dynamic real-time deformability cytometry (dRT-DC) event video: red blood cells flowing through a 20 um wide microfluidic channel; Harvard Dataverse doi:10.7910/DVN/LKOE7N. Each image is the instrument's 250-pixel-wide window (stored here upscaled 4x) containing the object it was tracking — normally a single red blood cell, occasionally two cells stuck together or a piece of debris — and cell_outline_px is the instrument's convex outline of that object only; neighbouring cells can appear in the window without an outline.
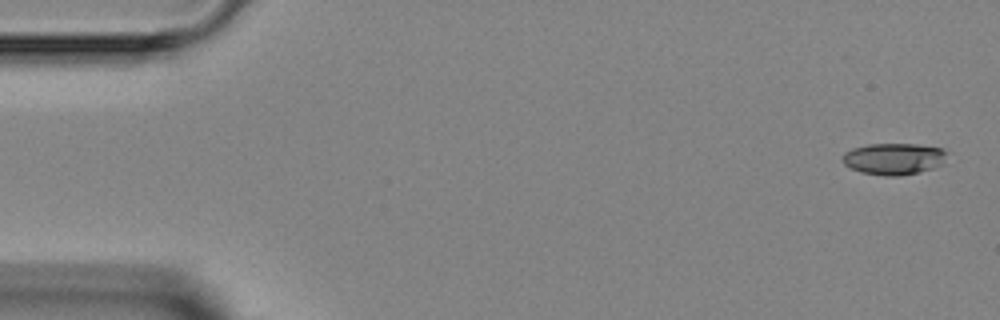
{"species": "Egyptian fruit bat (a non-hibernating species)", "species_latin": "Rousettus aegyptiacus", "temperature_condition": "room temperature", "stored_images_in_passage": 7, "camera_frame_rate_fps": 3000, "um_per_image_px": 0.085, "animal": {"sex": "female"}, "frame": {"image": 1, "passage_image": 1, "time_ms": 0.0, "image_size_px": [1000, 320], "cell_outline_px": [[952, 152], [940, 164], [932, 168], [920, 172], [900, 176], [884, 176], [860, 172], [844, 164], [844, 152], [852, 148], [868, 144], [920, 144], [944, 148]], "centroid_in_image_um": [76.04, 13.49], "position_along_channel_um": 9.0, "area_um2": 19.48}}
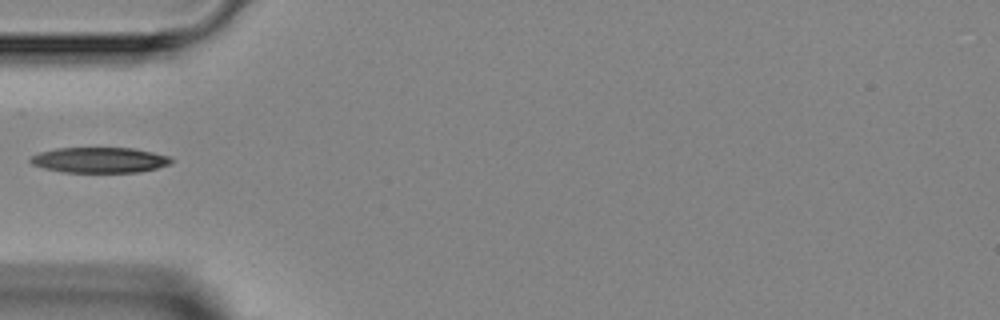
{"frame": {"image": 2, "passage_image": 5, "time_ms": 4.667, "image_size_px": [1000, 320], "cell_outline_px": [[176, 160], [172, 164], [140, 172], [64, 172], [44, 168], [32, 164], [28, 160], [32, 156], [40, 152], [56, 148], [132, 148], [152, 152], [168, 156]], "centroid_in_image_um": [8.49, 13.6], "position_along_channel_um": 76.5, "area_um2": 20.92}}
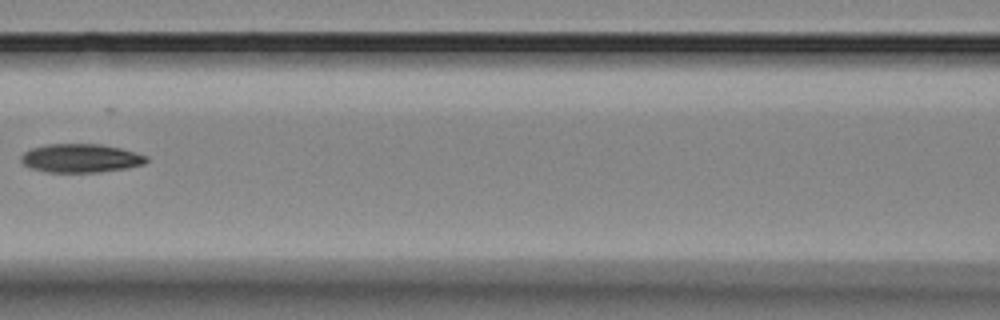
{"frame": {"image": 3, "passage_image": 7, "time_ms": 6.667, "image_size_px": [1000, 320], "cell_outline_px": [[148, 160], [144, 164], [128, 168], [100, 172], [48, 172], [28, 168], [20, 160], [20, 156], [24, 152], [32, 148], [48, 144], [100, 144], [120, 148], [136, 152], [148, 156]], "centroid_in_image_um": [6.86, 13.45], "position_along_channel_um": 159.7, "area_um2": 21.04}}